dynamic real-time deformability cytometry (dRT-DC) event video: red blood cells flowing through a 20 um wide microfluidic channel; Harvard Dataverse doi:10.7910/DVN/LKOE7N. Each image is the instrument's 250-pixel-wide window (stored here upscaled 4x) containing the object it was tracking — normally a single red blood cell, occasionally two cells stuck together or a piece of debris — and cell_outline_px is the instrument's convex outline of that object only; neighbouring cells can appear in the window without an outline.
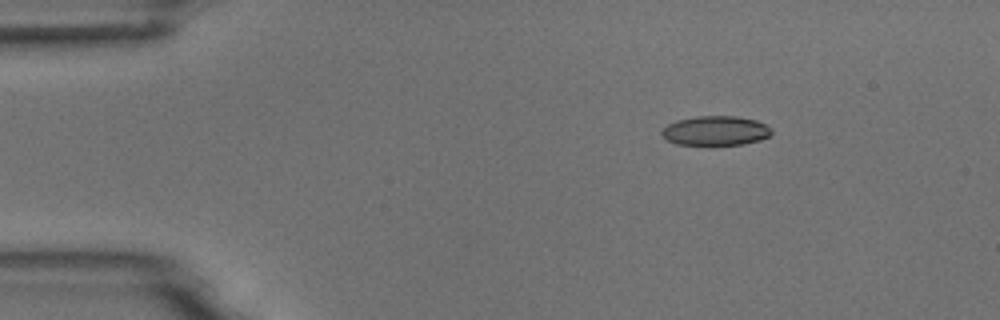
{"species": "common noctule bat (a hibernating species)", "species_latin": "Nyctalus noctula", "temperature_condition": "room temperature", "stored_images_in_passage": 3, "camera_frame_rate_fps": 3000, "um_per_image_px": 0.085, "animal": {"sex": "male", "body_mass_g": 18.8}, "frame": {"image": 1, "passage_image": 1, "time_ms": 0.0, "image_size_px": [1000, 320], "cell_outline_px": [[772, 132], [768, 136], [760, 140], [744, 144], [676, 144], [668, 140], [660, 132], [668, 124], [676, 120], [696, 116], [736, 116], [756, 120], [772, 128]], "centroid_in_image_um": [60.83, 11.1], "position_along_channel_um": 24.2, "area_um2": 18.67}}